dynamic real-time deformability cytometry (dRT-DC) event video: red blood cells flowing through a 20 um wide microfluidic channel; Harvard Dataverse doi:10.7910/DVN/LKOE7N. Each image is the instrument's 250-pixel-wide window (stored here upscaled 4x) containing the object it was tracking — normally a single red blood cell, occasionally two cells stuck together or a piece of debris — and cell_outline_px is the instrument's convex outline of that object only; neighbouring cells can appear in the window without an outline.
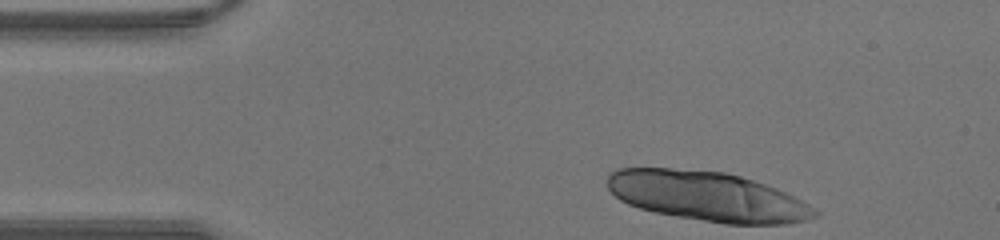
{"species": "human", "species_latin": "Homo sapiens", "temperature_condition": "warm", "stored_images_in_passage": 7, "camera_frame_rate_fps": 3000, "um_per_image_px": 0.085, "donor": {"sex": "male"}, "frame": {"image": 1, "passage_image": 1, "time_ms": 0.0, "image_size_px": [1000, 240], "cell_outline_px": [[820, 216], [788, 224], [724, 224], [652, 212], [628, 204], [620, 200], [608, 188], [608, 172], [620, 168], [672, 168], [724, 172], [740, 176], [776, 188], [808, 204], [820, 212]], "centroid_in_image_um": [60.11, 16.69], "position_along_channel_um": 24.9, "area_um2": 59.88}}